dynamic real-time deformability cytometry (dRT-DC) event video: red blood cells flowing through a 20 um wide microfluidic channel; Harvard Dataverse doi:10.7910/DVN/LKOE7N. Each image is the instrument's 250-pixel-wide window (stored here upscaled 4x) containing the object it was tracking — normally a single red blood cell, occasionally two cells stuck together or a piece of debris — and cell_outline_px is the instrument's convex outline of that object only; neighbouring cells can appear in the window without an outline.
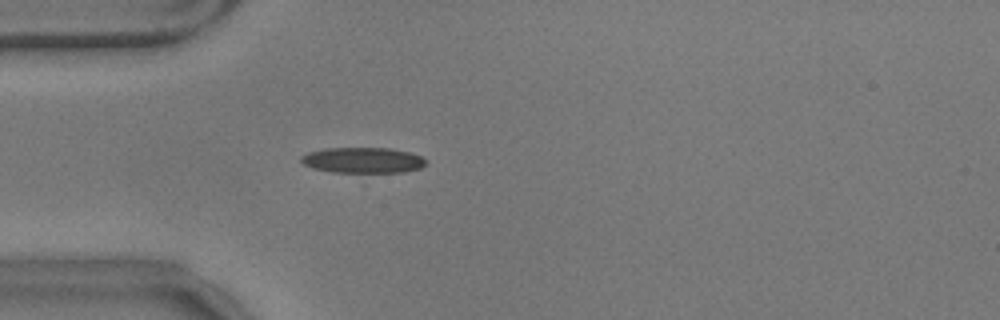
{"species": "common noctule bat (a hibernating species)", "species_latin": "Nyctalus noctula", "temperature_condition": "warm", "stored_images_in_passage": 42, "camera_frame_rate_fps": 3000, "um_per_image_px": 0.085, "animal": {"sex": "male", "body_mass_g": 17.9}, "frame": {"image": 1, "passage_image": 1, "time_ms": 0.0, "image_size_px": [1000, 320], "cell_outline_px": [[428, 164], [420, 168], [404, 172], [332, 172], [312, 168], [304, 164], [300, 160], [300, 156], [308, 152], [324, 148], [388, 148], [408, 152], [420, 156], [428, 160]], "centroid_in_image_um": [30.84, 13.62], "position_along_channel_um": 54.2, "area_um2": 18.73}}
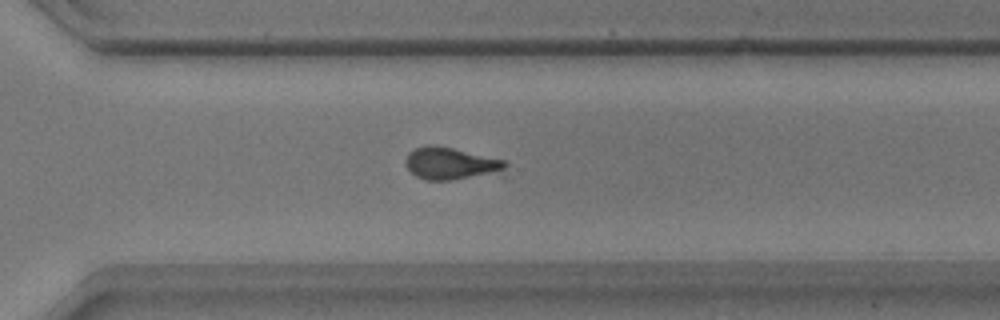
{"frame": {"image": 2, "passage_image": 25, "time_ms": 8.0, "image_size_px": [1000, 320], "cell_outline_px": [[508, 176], [452, 180], [428, 180], [416, 176], [404, 164], [404, 160], [408, 152], [416, 148], [428, 144], [436, 144], [504, 160], [508, 164]], "centroid_in_image_um": [38.48, 13.94], "position_along_channel_um": 332.1, "area_um2": 19.88}}
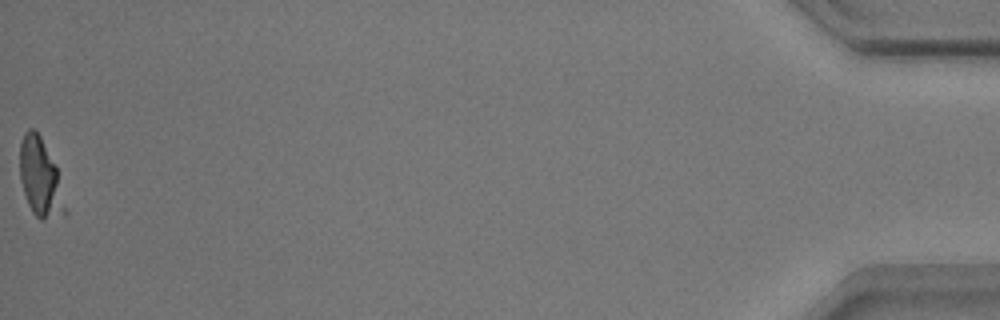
{"frame": {"image": 3, "passage_image": 42, "time_ms": 13.667, "image_size_px": [1000, 320], "cell_outline_px": [[56, 208], [52, 212], [40, 220], [32, 212], [28, 204], [20, 180], [20, 140], [24, 132], [28, 128], [36, 128], [56, 168]], "centroid_in_image_um": [3.19, 14.82], "position_along_channel_um": 432.0, "area_um2": 17.92}, "authors_computed_cell_mechanics": {"area_um2": 19.3341, "velocity_mm_per_s": 3.5412, "shape_relaxation_time_tau1_ms": 3.9885, "shape_relaxation_time_tau2_ms": 2.1557, "deformation_change_tau1": 0.1558, "deformation_change_tau2": 0.0592}}